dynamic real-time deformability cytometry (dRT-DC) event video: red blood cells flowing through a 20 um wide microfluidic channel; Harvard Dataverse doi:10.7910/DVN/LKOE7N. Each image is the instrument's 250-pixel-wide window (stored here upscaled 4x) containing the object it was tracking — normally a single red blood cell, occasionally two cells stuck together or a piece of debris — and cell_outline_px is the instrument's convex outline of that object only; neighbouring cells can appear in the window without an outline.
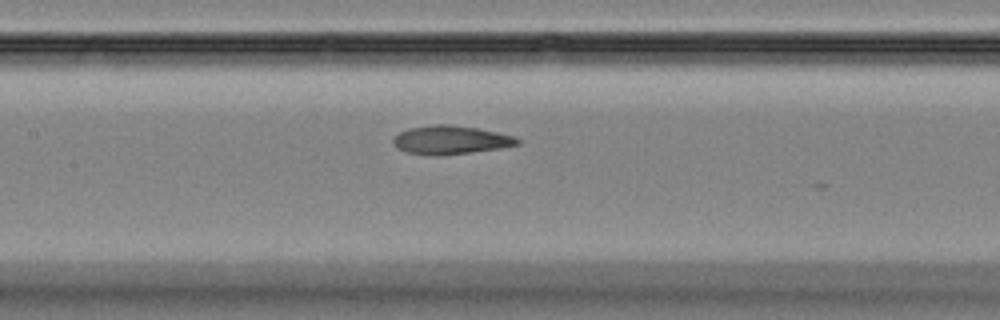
{"species": "Egyptian fruit bat (a non-hibernating species)", "species_latin": "Rousettus aegyptiacus", "temperature_condition": "room temperature", "stored_images_in_passage": 22, "camera_frame_rate_fps": 3000, "um_per_image_px": 0.085, "animal": {"sex": "female"}, "frame": {"image": 1, "passage_image": 21, "time_ms": 6.667, "image_size_px": [1000, 320], "cell_outline_px": [[524, 140], [520, 144], [500, 148], [472, 152], [440, 156], [432, 156], [404, 152], [396, 148], [392, 144], [392, 140], [400, 132], [408, 128], [432, 124], [448, 124], [476, 128], [516, 136]], "centroid_in_image_um": [38.3, 11.9], "position_along_channel_um": 169.1, "area_um2": 21.04}}